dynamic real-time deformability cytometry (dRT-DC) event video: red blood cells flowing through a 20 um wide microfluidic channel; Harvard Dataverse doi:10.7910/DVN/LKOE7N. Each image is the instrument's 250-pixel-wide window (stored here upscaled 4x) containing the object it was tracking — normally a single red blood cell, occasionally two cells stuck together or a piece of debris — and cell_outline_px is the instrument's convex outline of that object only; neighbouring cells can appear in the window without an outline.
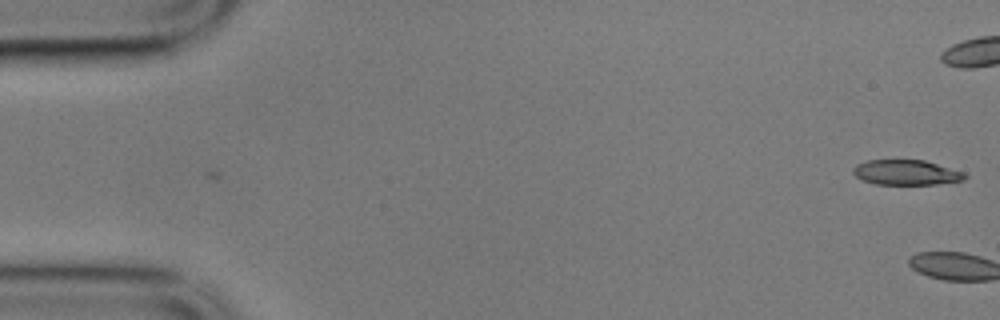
{"species": "common noctule bat (a hibernating species)", "species_latin": "Nyctalus noctula", "temperature_condition": "cold", "stored_images_in_passage": 7, "camera_frame_rate_fps": 3000, "um_per_image_px": 0.085, "animal": {"sex": "male", "body_mass_g": 17.9}, "frame": {"image": 1, "passage_image": 1, "time_ms": 0.0, "image_size_px": [1000, 320], "cell_outline_px": [[968, 176], [964, 180], [936, 184], [876, 184], [864, 180], [856, 176], [852, 172], [852, 168], [856, 164], [868, 160], [924, 160], [964, 172]], "centroid_in_image_um": [77.03, 14.65], "position_along_channel_um": 8.0, "area_um2": 16.24}}